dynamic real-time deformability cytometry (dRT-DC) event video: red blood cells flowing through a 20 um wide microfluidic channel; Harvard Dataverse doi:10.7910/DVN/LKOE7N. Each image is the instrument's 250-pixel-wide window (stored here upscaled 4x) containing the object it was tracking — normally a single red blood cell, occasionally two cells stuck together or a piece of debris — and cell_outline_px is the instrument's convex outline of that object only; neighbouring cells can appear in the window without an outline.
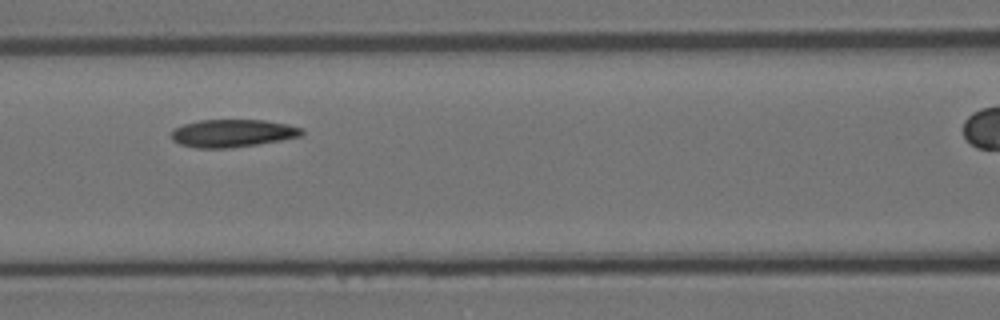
{"species": "Egyptian fruit bat (a non-hibernating species)", "species_latin": "Rousettus aegyptiacus", "temperature_condition": "room temperature", "stored_images_in_passage": 9, "camera_frame_rate_fps": 3000, "um_per_image_px": 0.085, "animal": {"sex": "female"}, "frame": {"image": 1, "passage_image": 3, "time_ms": 0.667, "image_size_px": [1000, 320], "cell_outline_px": [[304, 132], [300, 136], [280, 140], [256, 144], [228, 148], [196, 148], [180, 144], [172, 140], [172, 128], [184, 124], [200, 120], [264, 120], [288, 124], [304, 128]], "centroid_in_image_um": [19.76, 11.32], "position_along_channel_um": 146.8, "area_um2": 21.04}}
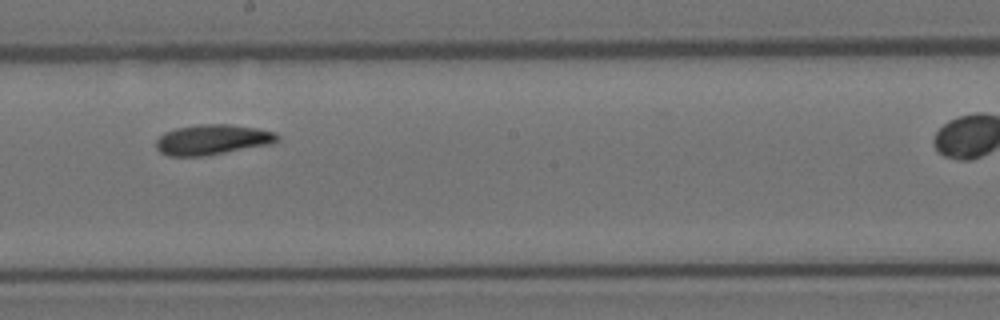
{"frame": {"image": 2, "passage_image": 5, "time_ms": 1.333, "image_size_px": [1000, 320], "cell_outline_px": [[280, 140], [272, 144], [208, 156], [168, 156], [160, 152], [156, 148], [156, 140], [164, 132], [176, 128], [200, 124], [228, 124], [256, 128], [276, 132], [280, 136]], "centroid_in_image_um": [18.08, 11.88], "position_along_channel_um": 230.1, "area_um2": 21.68}}